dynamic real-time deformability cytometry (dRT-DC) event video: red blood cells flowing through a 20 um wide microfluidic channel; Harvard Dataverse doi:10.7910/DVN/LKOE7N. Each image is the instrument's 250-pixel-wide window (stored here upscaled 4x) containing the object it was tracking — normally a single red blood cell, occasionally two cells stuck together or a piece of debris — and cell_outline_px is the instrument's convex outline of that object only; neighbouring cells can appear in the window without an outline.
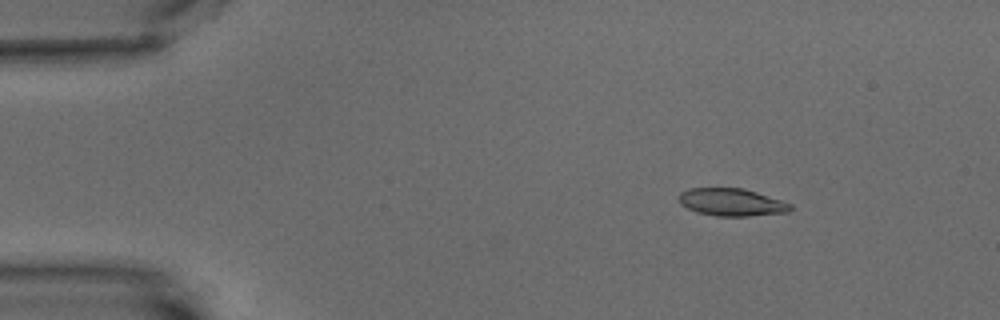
{"species": "common noctule bat (a hibernating species)", "species_latin": "Nyctalus noctula", "temperature_condition": "warm", "stored_images_in_passage": 5, "camera_frame_rate_fps": 3000, "um_per_image_px": 0.085, "animal": {"sex": "male", "body_mass_g": 15.6}, "frame": {"image": 1, "passage_image": 3, "time_ms": 2.333, "image_size_px": [1000, 320], "cell_outline_px": [[792, 208], [788, 212], [748, 216], [716, 216], [696, 212], [680, 204], [676, 196], [680, 192], [688, 188], [744, 188], [792, 204]], "centroid_in_image_um": [62.13, 17.18], "position_along_channel_um": 22.9, "area_um2": 17.98}}
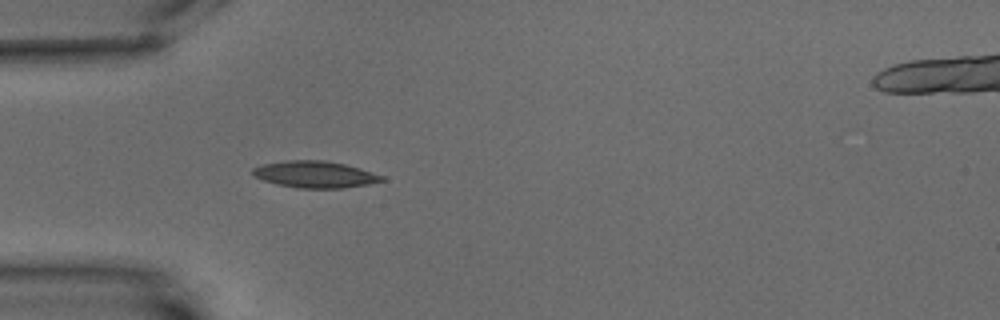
{"frame": {"image": 2, "passage_image": 5, "time_ms": 5.667, "image_size_px": [1000, 320], "cell_outline_px": [[384, 180], [368, 184], [344, 188], [300, 188], [276, 184], [264, 180], [256, 176], [252, 172], [252, 168], [260, 164], [284, 160], [324, 160], [344, 164], [360, 168], [384, 176]], "centroid_in_image_um": [26.76, 14.81], "position_along_channel_um": 58.2, "area_um2": 20.06}}